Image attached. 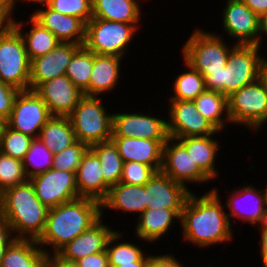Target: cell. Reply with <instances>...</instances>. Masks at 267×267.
Segmentation results:
<instances>
[{"instance_id": "ac0fdd59", "label": "cell", "mask_w": 267, "mask_h": 267, "mask_svg": "<svg viewBox=\"0 0 267 267\" xmlns=\"http://www.w3.org/2000/svg\"><path fill=\"white\" fill-rule=\"evenodd\" d=\"M34 91L45 102L52 116L68 117L84 97V93L66 75L42 82Z\"/></svg>"}, {"instance_id": "e0dca14e", "label": "cell", "mask_w": 267, "mask_h": 267, "mask_svg": "<svg viewBox=\"0 0 267 267\" xmlns=\"http://www.w3.org/2000/svg\"><path fill=\"white\" fill-rule=\"evenodd\" d=\"M147 209L183 210L192 190L174 182L162 171H157L144 185Z\"/></svg>"}, {"instance_id": "7402d4cb", "label": "cell", "mask_w": 267, "mask_h": 267, "mask_svg": "<svg viewBox=\"0 0 267 267\" xmlns=\"http://www.w3.org/2000/svg\"><path fill=\"white\" fill-rule=\"evenodd\" d=\"M75 177L80 197L100 203L107 197L110 187L104 182L99 158L90 148L82 156Z\"/></svg>"}, {"instance_id": "9a60e30c", "label": "cell", "mask_w": 267, "mask_h": 267, "mask_svg": "<svg viewBox=\"0 0 267 267\" xmlns=\"http://www.w3.org/2000/svg\"><path fill=\"white\" fill-rule=\"evenodd\" d=\"M75 173L51 168L29 180L38 199L50 209L80 197Z\"/></svg>"}, {"instance_id": "484cf974", "label": "cell", "mask_w": 267, "mask_h": 267, "mask_svg": "<svg viewBox=\"0 0 267 267\" xmlns=\"http://www.w3.org/2000/svg\"><path fill=\"white\" fill-rule=\"evenodd\" d=\"M101 209L102 217L107 209L121 213H139V217L146 210L144 185L119 182L110 187L107 197L101 202Z\"/></svg>"}, {"instance_id": "8fae6325", "label": "cell", "mask_w": 267, "mask_h": 267, "mask_svg": "<svg viewBox=\"0 0 267 267\" xmlns=\"http://www.w3.org/2000/svg\"><path fill=\"white\" fill-rule=\"evenodd\" d=\"M167 132L174 139L220 134L191 100H168Z\"/></svg>"}, {"instance_id": "ba28073f", "label": "cell", "mask_w": 267, "mask_h": 267, "mask_svg": "<svg viewBox=\"0 0 267 267\" xmlns=\"http://www.w3.org/2000/svg\"><path fill=\"white\" fill-rule=\"evenodd\" d=\"M228 114L232 125L251 129L254 134L267 124V92L259 79L228 97Z\"/></svg>"}, {"instance_id": "83f0119b", "label": "cell", "mask_w": 267, "mask_h": 267, "mask_svg": "<svg viewBox=\"0 0 267 267\" xmlns=\"http://www.w3.org/2000/svg\"><path fill=\"white\" fill-rule=\"evenodd\" d=\"M0 267H50V255L37 240L16 238L6 249Z\"/></svg>"}, {"instance_id": "836d02e7", "label": "cell", "mask_w": 267, "mask_h": 267, "mask_svg": "<svg viewBox=\"0 0 267 267\" xmlns=\"http://www.w3.org/2000/svg\"><path fill=\"white\" fill-rule=\"evenodd\" d=\"M99 158L104 182L112 187L120 182L124 161L112 140L89 147Z\"/></svg>"}, {"instance_id": "9c48e42d", "label": "cell", "mask_w": 267, "mask_h": 267, "mask_svg": "<svg viewBox=\"0 0 267 267\" xmlns=\"http://www.w3.org/2000/svg\"><path fill=\"white\" fill-rule=\"evenodd\" d=\"M30 64L24 40L13 27L0 36V81L19 91L30 90Z\"/></svg>"}, {"instance_id": "6da1fadb", "label": "cell", "mask_w": 267, "mask_h": 267, "mask_svg": "<svg viewBox=\"0 0 267 267\" xmlns=\"http://www.w3.org/2000/svg\"><path fill=\"white\" fill-rule=\"evenodd\" d=\"M219 190L213 187L202 196L191 192L180 215L181 236L183 241L209 248L213 245L228 244L233 232L225 204L219 197Z\"/></svg>"}, {"instance_id": "bcb514c9", "label": "cell", "mask_w": 267, "mask_h": 267, "mask_svg": "<svg viewBox=\"0 0 267 267\" xmlns=\"http://www.w3.org/2000/svg\"><path fill=\"white\" fill-rule=\"evenodd\" d=\"M81 267H110L107 251L91 254L77 260Z\"/></svg>"}, {"instance_id": "d590c367", "label": "cell", "mask_w": 267, "mask_h": 267, "mask_svg": "<svg viewBox=\"0 0 267 267\" xmlns=\"http://www.w3.org/2000/svg\"><path fill=\"white\" fill-rule=\"evenodd\" d=\"M54 153L49 151L39 138H34L22 164L28 179L35 177L53 167Z\"/></svg>"}, {"instance_id": "7bdbcfd3", "label": "cell", "mask_w": 267, "mask_h": 267, "mask_svg": "<svg viewBox=\"0 0 267 267\" xmlns=\"http://www.w3.org/2000/svg\"><path fill=\"white\" fill-rule=\"evenodd\" d=\"M19 90L0 81V117L8 119L12 111L13 102Z\"/></svg>"}, {"instance_id": "4316f807", "label": "cell", "mask_w": 267, "mask_h": 267, "mask_svg": "<svg viewBox=\"0 0 267 267\" xmlns=\"http://www.w3.org/2000/svg\"><path fill=\"white\" fill-rule=\"evenodd\" d=\"M214 137V135H206L177 139L186 148L193 161L211 179V182L219 178L216 157L221 146L218 139L215 140Z\"/></svg>"}, {"instance_id": "7a4b0ae2", "label": "cell", "mask_w": 267, "mask_h": 267, "mask_svg": "<svg viewBox=\"0 0 267 267\" xmlns=\"http://www.w3.org/2000/svg\"><path fill=\"white\" fill-rule=\"evenodd\" d=\"M101 217V203L91 198L79 197L50 208L44 232L37 243L48 255L56 254Z\"/></svg>"}, {"instance_id": "60d3db41", "label": "cell", "mask_w": 267, "mask_h": 267, "mask_svg": "<svg viewBox=\"0 0 267 267\" xmlns=\"http://www.w3.org/2000/svg\"><path fill=\"white\" fill-rule=\"evenodd\" d=\"M49 6L62 14L78 17L85 24L92 18V0H52Z\"/></svg>"}, {"instance_id": "e575fe53", "label": "cell", "mask_w": 267, "mask_h": 267, "mask_svg": "<svg viewBox=\"0 0 267 267\" xmlns=\"http://www.w3.org/2000/svg\"><path fill=\"white\" fill-rule=\"evenodd\" d=\"M184 69L183 72L175 77L172 84L173 95L169 100H191L194 101L199 94L206 90L204 76L194 69L184 59L182 60Z\"/></svg>"}, {"instance_id": "db71d44e", "label": "cell", "mask_w": 267, "mask_h": 267, "mask_svg": "<svg viewBox=\"0 0 267 267\" xmlns=\"http://www.w3.org/2000/svg\"><path fill=\"white\" fill-rule=\"evenodd\" d=\"M20 1H24L25 3H27L28 2V4H30V3H35V5H39L40 6V4H41V6H47V5H49L50 4V2L52 1V0H20ZM19 2V0H14V5H15V8H17L16 7V5H18L17 3Z\"/></svg>"}, {"instance_id": "8d00e7d4", "label": "cell", "mask_w": 267, "mask_h": 267, "mask_svg": "<svg viewBox=\"0 0 267 267\" xmlns=\"http://www.w3.org/2000/svg\"><path fill=\"white\" fill-rule=\"evenodd\" d=\"M93 68V52L81 46L71 58L66 69V76L84 92L89 87Z\"/></svg>"}, {"instance_id": "ee69618b", "label": "cell", "mask_w": 267, "mask_h": 267, "mask_svg": "<svg viewBox=\"0 0 267 267\" xmlns=\"http://www.w3.org/2000/svg\"><path fill=\"white\" fill-rule=\"evenodd\" d=\"M168 254H148V259L145 267H185L183 263L179 261V258L174 257L173 253Z\"/></svg>"}, {"instance_id": "44dd1931", "label": "cell", "mask_w": 267, "mask_h": 267, "mask_svg": "<svg viewBox=\"0 0 267 267\" xmlns=\"http://www.w3.org/2000/svg\"><path fill=\"white\" fill-rule=\"evenodd\" d=\"M31 16L50 30L60 42L84 44L86 24L80 18L62 14L49 5L35 9Z\"/></svg>"}, {"instance_id": "ab89813d", "label": "cell", "mask_w": 267, "mask_h": 267, "mask_svg": "<svg viewBox=\"0 0 267 267\" xmlns=\"http://www.w3.org/2000/svg\"><path fill=\"white\" fill-rule=\"evenodd\" d=\"M89 147L81 141H76L60 153L54 154L53 169L76 172L80 161Z\"/></svg>"}, {"instance_id": "c3c4849f", "label": "cell", "mask_w": 267, "mask_h": 267, "mask_svg": "<svg viewBox=\"0 0 267 267\" xmlns=\"http://www.w3.org/2000/svg\"><path fill=\"white\" fill-rule=\"evenodd\" d=\"M257 227H260V257L261 263L263 267H267V220L263 223L259 224Z\"/></svg>"}, {"instance_id": "4dcf8cb0", "label": "cell", "mask_w": 267, "mask_h": 267, "mask_svg": "<svg viewBox=\"0 0 267 267\" xmlns=\"http://www.w3.org/2000/svg\"><path fill=\"white\" fill-rule=\"evenodd\" d=\"M38 138L54 154L77 141L71 120L66 116H52L41 128Z\"/></svg>"}, {"instance_id": "f546056e", "label": "cell", "mask_w": 267, "mask_h": 267, "mask_svg": "<svg viewBox=\"0 0 267 267\" xmlns=\"http://www.w3.org/2000/svg\"><path fill=\"white\" fill-rule=\"evenodd\" d=\"M27 20V27L31 25V29L27 32H24L23 28H26V21L15 20L14 27L21 34L24 43L26 52L30 61L36 57L47 54L50 50H53L60 41L57 37L48 29L43 27L38 23L31 15ZM29 23V24H28Z\"/></svg>"}, {"instance_id": "2e32d148", "label": "cell", "mask_w": 267, "mask_h": 267, "mask_svg": "<svg viewBox=\"0 0 267 267\" xmlns=\"http://www.w3.org/2000/svg\"><path fill=\"white\" fill-rule=\"evenodd\" d=\"M222 10V30L235 44L258 45L260 17L245 3L227 0Z\"/></svg>"}, {"instance_id": "d6986e66", "label": "cell", "mask_w": 267, "mask_h": 267, "mask_svg": "<svg viewBox=\"0 0 267 267\" xmlns=\"http://www.w3.org/2000/svg\"><path fill=\"white\" fill-rule=\"evenodd\" d=\"M83 45L60 42L47 54L36 57L30 64V90H35L42 82L66 75L74 53Z\"/></svg>"}, {"instance_id": "603a6c76", "label": "cell", "mask_w": 267, "mask_h": 267, "mask_svg": "<svg viewBox=\"0 0 267 267\" xmlns=\"http://www.w3.org/2000/svg\"><path fill=\"white\" fill-rule=\"evenodd\" d=\"M124 162H138L161 171L163 145L158 140L111 137Z\"/></svg>"}, {"instance_id": "52a82bcc", "label": "cell", "mask_w": 267, "mask_h": 267, "mask_svg": "<svg viewBox=\"0 0 267 267\" xmlns=\"http://www.w3.org/2000/svg\"><path fill=\"white\" fill-rule=\"evenodd\" d=\"M138 28V25L91 18L85 25L83 46L95 54L124 58Z\"/></svg>"}, {"instance_id": "6f0895ef", "label": "cell", "mask_w": 267, "mask_h": 267, "mask_svg": "<svg viewBox=\"0 0 267 267\" xmlns=\"http://www.w3.org/2000/svg\"><path fill=\"white\" fill-rule=\"evenodd\" d=\"M148 259V254H145L139 261L136 262V266L128 267H145Z\"/></svg>"}, {"instance_id": "5bb4252c", "label": "cell", "mask_w": 267, "mask_h": 267, "mask_svg": "<svg viewBox=\"0 0 267 267\" xmlns=\"http://www.w3.org/2000/svg\"><path fill=\"white\" fill-rule=\"evenodd\" d=\"M161 171L168 175L174 182L184 185L187 183L200 186V183H209L210 178L199 168L186 148L174 138L169 137L163 145Z\"/></svg>"}, {"instance_id": "f5cc1de1", "label": "cell", "mask_w": 267, "mask_h": 267, "mask_svg": "<svg viewBox=\"0 0 267 267\" xmlns=\"http://www.w3.org/2000/svg\"><path fill=\"white\" fill-rule=\"evenodd\" d=\"M258 79L261 81L267 92V57L261 63Z\"/></svg>"}, {"instance_id": "d6a6232c", "label": "cell", "mask_w": 267, "mask_h": 267, "mask_svg": "<svg viewBox=\"0 0 267 267\" xmlns=\"http://www.w3.org/2000/svg\"><path fill=\"white\" fill-rule=\"evenodd\" d=\"M122 233L125 234V232L116 230L107 242L106 251L110 267L136 266V262L146 254V251L134 242L126 240L121 242L122 235H124Z\"/></svg>"}, {"instance_id": "f907efd6", "label": "cell", "mask_w": 267, "mask_h": 267, "mask_svg": "<svg viewBox=\"0 0 267 267\" xmlns=\"http://www.w3.org/2000/svg\"><path fill=\"white\" fill-rule=\"evenodd\" d=\"M50 267H81L77 261L60 259L56 254L50 256Z\"/></svg>"}, {"instance_id": "74e56055", "label": "cell", "mask_w": 267, "mask_h": 267, "mask_svg": "<svg viewBox=\"0 0 267 267\" xmlns=\"http://www.w3.org/2000/svg\"><path fill=\"white\" fill-rule=\"evenodd\" d=\"M33 139L34 138L29 135L6 126L0 144V152L6 156L22 161Z\"/></svg>"}, {"instance_id": "f6af8a7d", "label": "cell", "mask_w": 267, "mask_h": 267, "mask_svg": "<svg viewBox=\"0 0 267 267\" xmlns=\"http://www.w3.org/2000/svg\"><path fill=\"white\" fill-rule=\"evenodd\" d=\"M12 227L6 219L0 214V265L4 257L6 249L15 240Z\"/></svg>"}, {"instance_id": "277c9868", "label": "cell", "mask_w": 267, "mask_h": 267, "mask_svg": "<svg viewBox=\"0 0 267 267\" xmlns=\"http://www.w3.org/2000/svg\"><path fill=\"white\" fill-rule=\"evenodd\" d=\"M261 47L255 44H236L230 51L225 67L209 71L204 76L206 90L219 91L227 98L241 87L258 79L262 61Z\"/></svg>"}, {"instance_id": "8992f818", "label": "cell", "mask_w": 267, "mask_h": 267, "mask_svg": "<svg viewBox=\"0 0 267 267\" xmlns=\"http://www.w3.org/2000/svg\"><path fill=\"white\" fill-rule=\"evenodd\" d=\"M101 97L84 96L68 116L76 139L88 147L111 140L112 115Z\"/></svg>"}, {"instance_id": "f35d334b", "label": "cell", "mask_w": 267, "mask_h": 267, "mask_svg": "<svg viewBox=\"0 0 267 267\" xmlns=\"http://www.w3.org/2000/svg\"><path fill=\"white\" fill-rule=\"evenodd\" d=\"M28 180L22 161L0 152V188L4 191Z\"/></svg>"}, {"instance_id": "9f6ffc18", "label": "cell", "mask_w": 267, "mask_h": 267, "mask_svg": "<svg viewBox=\"0 0 267 267\" xmlns=\"http://www.w3.org/2000/svg\"><path fill=\"white\" fill-rule=\"evenodd\" d=\"M6 126H7V120L4 119L3 117H0V144L2 141V137H3Z\"/></svg>"}, {"instance_id": "5b68a950", "label": "cell", "mask_w": 267, "mask_h": 267, "mask_svg": "<svg viewBox=\"0 0 267 267\" xmlns=\"http://www.w3.org/2000/svg\"><path fill=\"white\" fill-rule=\"evenodd\" d=\"M235 45V43L228 45L218 33H210L197 27L182 45L180 55L205 76L209 71H217L225 67L228 55Z\"/></svg>"}, {"instance_id": "11a10c76", "label": "cell", "mask_w": 267, "mask_h": 267, "mask_svg": "<svg viewBox=\"0 0 267 267\" xmlns=\"http://www.w3.org/2000/svg\"><path fill=\"white\" fill-rule=\"evenodd\" d=\"M0 7H2V8H15L14 0H0Z\"/></svg>"}, {"instance_id": "1f68e13d", "label": "cell", "mask_w": 267, "mask_h": 267, "mask_svg": "<svg viewBox=\"0 0 267 267\" xmlns=\"http://www.w3.org/2000/svg\"><path fill=\"white\" fill-rule=\"evenodd\" d=\"M197 110L218 131H225L231 124L228 114V98L219 91L205 90L194 100Z\"/></svg>"}, {"instance_id": "d4e9b609", "label": "cell", "mask_w": 267, "mask_h": 267, "mask_svg": "<svg viewBox=\"0 0 267 267\" xmlns=\"http://www.w3.org/2000/svg\"><path fill=\"white\" fill-rule=\"evenodd\" d=\"M183 210H171L165 208L147 209L135 222V236L140 242H157L172 229L173 224L180 221ZM177 221H176V220ZM137 225V226H136Z\"/></svg>"}, {"instance_id": "b9f144b4", "label": "cell", "mask_w": 267, "mask_h": 267, "mask_svg": "<svg viewBox=\"0 0 267 267\" xmlns=\"http://www.w3.org/2000/svg\"><path fill=\"white\" fill-rule=\"evenodd\" d=\"M155 170L146 164L124 162L120 182L130 185H145L155 174Z\"/></svg>"}, {"instance_id": "680465c9", "label": "cell", "mask_w": 267, "mask_h": 267, "mask_svg": "<svg viewBox=\"0 0 267 267\" xmlns=\"http://www.w3.org/2000/svg\"><path fill=\"white\" fill-rule=\"evenodd\" d=\"M2 194H3V190L0 188V199L2 197Z\"/></svg>"}, {"instance_id": "ffe728a7", "label": "cell", "mask_w": 267, "mask_h": 267, "mask_svg": "<svg viewBox=\"0 0 267 267\" xmlns=\"http://www.w3.org/2000/svg\"><path fill=\"white\" fill-rule=\"evenodd\" d=\"M102 220L101 217L81 235L63 246L56 255L60 259L77 261L85 256L105 251L107 242L116 229H113L112 226L109 227Z\"/></svg>"}, {"instance_id": "681fc988", "label": "cell", "mask_w": 267, "mask_h": 267, "mask_svg": "<svg viewBox=\"0 0 267 267\" xmlns=\"http://www.w3.org/2000/svg\"><path fill=\"white\" fill-rule=\"evenodd\" d=\"M245 3L259 17L267 13V0H239Z\"/></svg>"}, {"instance_id": "7dc6e473", "label": "cell", "mask_w": 267, "mask_h": 267, "mask_svg": "<svg viewBox=\"0 0 267 267\" xmlns=\"http://www.w3.org/2000/svg\"><path fill=\"white\" fill-rule=\"evenodd\" d=\"M14 10L16 8L0 7V36L8 33L14 27V22L17 18L14 16Z\"/></svg>"}, {"instance_id": "30bf717a", "label": "cell", "mask_w": 267, "mask_h": 267, "mask_svg": "<svg viewBox=\"0 0 267 267\" xmlns=\"http://www.w3.org/2000/svg\"><path fill=\"white\" fill-rule=\"evenodd\" d=\"M51 117L47 105L35 91H19L7 119V126L32 138H38L41 128Z\"/></svg>"}, {"instance_id": "4fadbf2b", "label": "cell", "mask_w": 267, "mask_h": 267, "mask_svg": "<svg viewBox=\"0 0 267 267\" xmlns=\"http://www.w3.org/2000/svg\"><path fill=\"white\" fill-rule=\"evenodd\" d=\"M230 197L225 202V208L230 223L232 219L246 222L253 227L258 226L267 220V186L264 189H258L255 186L237 187L230 191Z\"/></svg>"}, {"instance_id": "816d5d0a", "label": "cell", "mask_w": 267, "mask_h": 267, "mask_svg": "<svg viewBox=\"0 0 267 267\" xmlns=\"http://www.w3.org/2000/svg\"><path fill=\"white\" fill-rule=\"evenodd\" d=\"M263 35H265V36H263ZM264 37H267V13L260 17L259 37H258V46L259 47H262V42L266 39Z\"/></svg>"}, {"instance_id": "3957f363", "label": "cell", "mask_w": 267, "mask_h": 267, "mask_svg": "<svg viewBox=\"0 0 267 267\" xmlns=\"http://www.w3.org/2000/svg\"><path fill=\"white\" fill-rule=\"evenodd\" d=\"M48 210L30 180L5 189L0 199V214L12 227L15 238L38 240L44 232Z\"/></svg>"}, {"instance_id": "cb8c5ba5", "label": "cell", "mask_w": 267, "mask_h": 267, "mask_svg": "<svg viewBox=\"0 0 267 267\" xmlns=\"http://www.w3.org/2000/svg\"><path fill=\"white\" fill-rule=\"evenodd\" d=\"M122 59L114 55H101L93 52V68L89 87L83 92L84 96L100 97L117 88L120 82L118 80L121 78Z\"/></svg>"}, {"instance_id": "f1b7e54d", "label": "cell", "mask_w": 267, "mask_h": 267, "mask_svg": "<svg viewBox=\"0 0 267 267\" xmlns=\"http://www.w3.org/2000/svg\"><path fill=\"white\" fill-rule=\"evenodd\" d=\"M137 0H92V18L139 25L142 6Z\"/></svg>"}, {"instance_id": "7c38bea8", "label": "cell", "mask_w": 267, "mask_h": 267, "mask_svg": "<svg viewBox=\"0 0 267 267\" xmlns=\"http://www.w3.org/2000/svg\"><path fill=\"white\" fill-rule=\"evenodd\" d=\"M166 121L167 119L149 115V112H115L112 115V137L158 140L164 145L169 138Z\"/></svg>"}]
</instances>
